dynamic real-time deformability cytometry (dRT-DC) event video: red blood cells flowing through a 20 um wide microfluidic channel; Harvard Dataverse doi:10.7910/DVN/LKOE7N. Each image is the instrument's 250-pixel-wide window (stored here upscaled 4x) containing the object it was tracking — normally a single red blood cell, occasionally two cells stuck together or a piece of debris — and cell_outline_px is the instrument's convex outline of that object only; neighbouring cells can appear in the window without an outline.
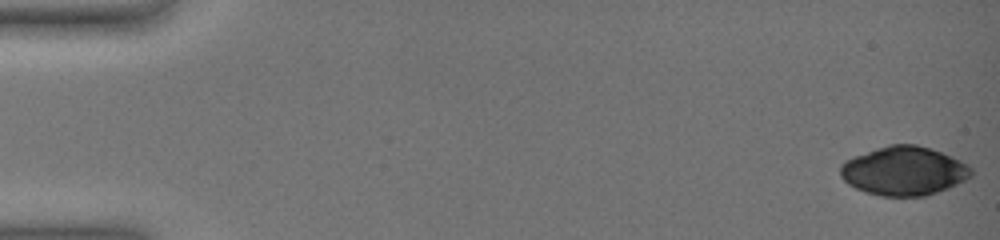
{"species": "common noctule bat (a hibernating species)", "species_latin": "Nyctalus noctula", "temperature_condition": "warm", "stored_images_in_passage": 54, "camera_frame_rate_fps": 3000, "um_per_image_px": 0.085, "animal": {"sex": "female", "body_mass_g": 19.0, "forearm_length_mm": 51.5}, "frame": {"image": 1, "passage_image": 1, "time_ms": 0.0, "image_size_px": [1000, 240], "cell_outline_px": [[972, 176], [948, 188], [924, 196], [880, 196], [864, 192], [848, 184], [840, 176], [840, 164], [844, 160], [876, 148], [888, 144], [916, 144], [932, 148], [952, 156], [968, 164], [972, 168]], "centroid_in_image_um": [76.82, 14.52], "position_along_channel_um": 8.2, "area_um2": 37.51}}